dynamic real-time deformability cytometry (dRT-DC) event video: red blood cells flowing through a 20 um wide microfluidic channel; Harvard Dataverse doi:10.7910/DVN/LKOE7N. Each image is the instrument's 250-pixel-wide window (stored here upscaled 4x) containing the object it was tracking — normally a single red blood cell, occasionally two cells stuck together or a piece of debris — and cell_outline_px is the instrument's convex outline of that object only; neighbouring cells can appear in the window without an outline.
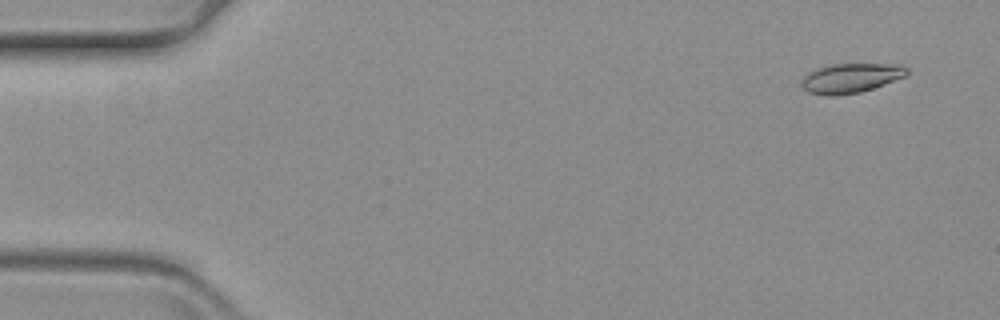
{"species": "common noctule bat (a hibernating species)", "species_latin": "Nyctalus noctula", "temperature_condition": "warm", "stored_images_in_passage": 16, "camera_frame_rate_fps": 3000, "um_per_image_px": 0.085, "animal": {"sex": "female", "body_mass_g": 19.3, "forearm_length_mm": 54.1}, "frame": {"image": 1, "passage_image": 2, "time_ms": 0.333, "image_size_px": [1000, 320], "cell_outline_px": [[908, 72], [904, 76], [884, 84], [860, 92], [836, 96], [828, 96], [808, 92], [800, 84], [800, 80], [808, 72], [816, 68], [832, 64], [900, 64], [908, 68]], "centroid_in_image_um": [72.27, 6.63], "position_along_channel_um": 12.7, "area_um2": 18.15}}